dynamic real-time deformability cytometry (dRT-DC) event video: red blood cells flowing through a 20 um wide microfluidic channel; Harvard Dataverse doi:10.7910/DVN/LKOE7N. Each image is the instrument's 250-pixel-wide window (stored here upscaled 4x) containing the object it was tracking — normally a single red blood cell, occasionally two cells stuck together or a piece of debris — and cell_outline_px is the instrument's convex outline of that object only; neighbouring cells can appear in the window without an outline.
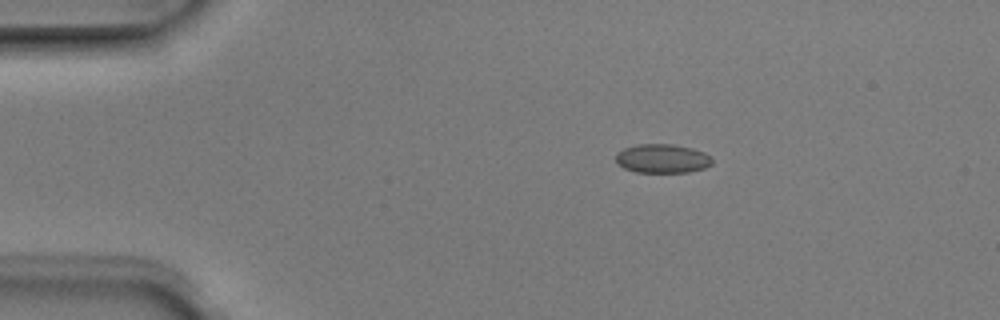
{"species": "Egyptian fruit bat (a non-hibernating species)", "species_latin": "Rousettus aegyptiacus", "temperature_condition": "room temperature", "stored_images_in_passage": 2, "camera_frame_rate_fps": 3000, "um_per_image_px": 0.085, "animal": {"sex": "male"}, "frame": {"image": 1, "passage_image": 2, "time_ms": 0.333, "image_size_px": [1000, 320], "cell_outline_px": [[712, 164], [704, 168], [688, 172], [636, 172], [624, 168], [616, 160], [616, 152], [624, 148], [636, 144], [672, 144], [692, 148], [704, 152], [712, 156]], "centroid_in_image_um": [56.31, 13.47], "position_along_channel_um": 28.7, "area_um2": 16.3}}